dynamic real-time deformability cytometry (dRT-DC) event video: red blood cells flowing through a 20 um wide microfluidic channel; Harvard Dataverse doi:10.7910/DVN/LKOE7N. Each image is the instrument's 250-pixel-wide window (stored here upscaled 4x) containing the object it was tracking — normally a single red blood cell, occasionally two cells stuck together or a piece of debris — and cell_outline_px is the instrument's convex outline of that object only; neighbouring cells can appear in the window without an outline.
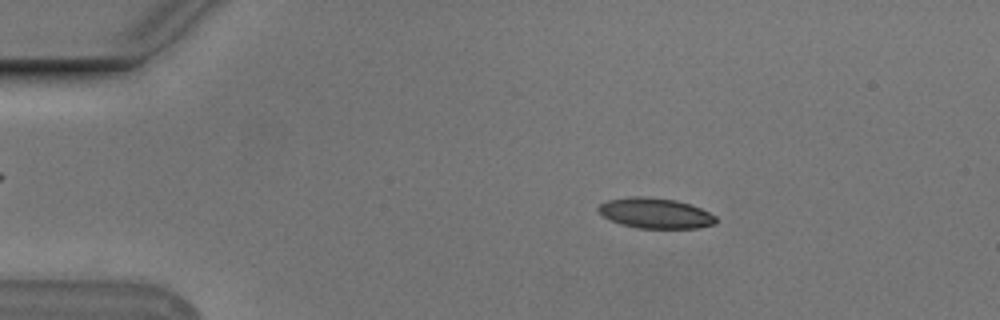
{"species": "Egyptian fruit bat (a non-hibernating species)", "species_latin": "Rousettus aegyptiacus", "temperature_condition": "cold", "stored_images_in_passage": 42, "camera_frame_rate_fps": 3000, "um_per_image_px": 0.085, "animal": {"sex": "male"}, "frame": {"image": 1, "passage_image": 9, "time_ms": 2.667, "image_size_px": [1000, 320], "cell_outline_px": [[716, 224], [700, 228], [636, 228], [620, 224], [604, 216], [596, 208], [600, 204], [608, 200], [632, 196], [640, 196], [676, 200], [700, 208], [716, 216]], "centroid_in_image_um": [55.71, 18.13], "position_along_channel_um": 29.3, "area_um2": 20.69}}
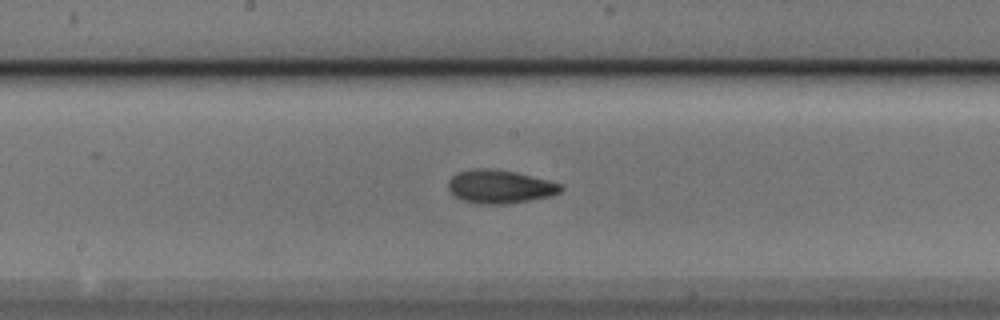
{"frame": {"image": 2, "passage_image": 28, "time_ms": 9.0, "image_size_px": [1000, 320], "cell_outline_px": [[564, 188], [560, 192], [552, 196], [508, 204], [476, 204], [460, 200], [448, 192], [448, 180], [456, 172], [472, 168], [492, 168], [516, 172], [560, 184]], "centroid_in_image_um": [42.42, 15.87], "position_along_channel_um": 205.8, "area_um2": 22.25}}
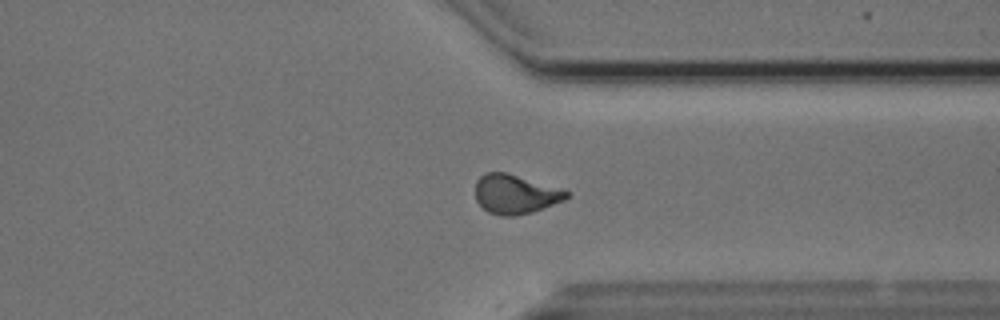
{"frame": {"image": 3, "passage_image": 41, "time_ms": 13.333, "image_size_px": [1000, 320], "cell_outline_px": [[568, 196], [564, 200], [532, 212], [516, 216], [504, 216], [488, 212], [476, 200], [476, 180], [484, 172], [504, 172], [568, 192]], "centroid_in_image_um": [43.73, 16.52], "position_along_channel_um": 367.7, "area_um2": 20.23}}